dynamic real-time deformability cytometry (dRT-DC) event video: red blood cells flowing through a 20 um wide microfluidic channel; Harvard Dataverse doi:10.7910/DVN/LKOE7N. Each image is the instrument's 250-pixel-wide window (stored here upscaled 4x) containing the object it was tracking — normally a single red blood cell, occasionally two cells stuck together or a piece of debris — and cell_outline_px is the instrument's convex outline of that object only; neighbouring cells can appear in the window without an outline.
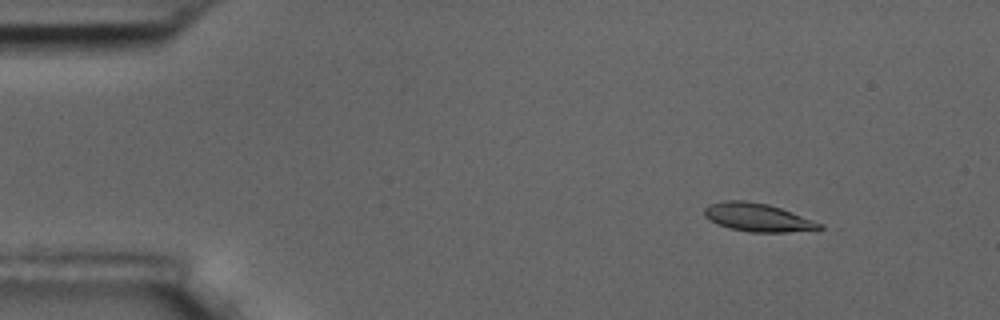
{"species": "common noctule bat (a hibernating species)", "species_latin": "Nyctalus noctula", "temperature_condition": "room temperature", "stored_images_in_passage": 5, "camera_frame_rate_fps": 3000, "um_per_image_px": 0.085, "animal": {"sex": "male", "body_mass_g": 17.5, "forearm_length_mm": 52.3}, "frame": {"image": 1, "passage_image": 2, "time_ms": 1.333, "image_size_px": [1000, 320], "cell_outline_px": [[824, 228], [816, 232], [748, 232], [728, 228], [716, 224], [708, 220], [704, 216], [704, 208], [708, 204], [724, 200], [744, 200], [768, 204], [780, 208], [824, 224]], "centroid_in_image_um": [64.43, 18.5], "position_along_channel_um": 20.6, "area_um2": 19.48}}
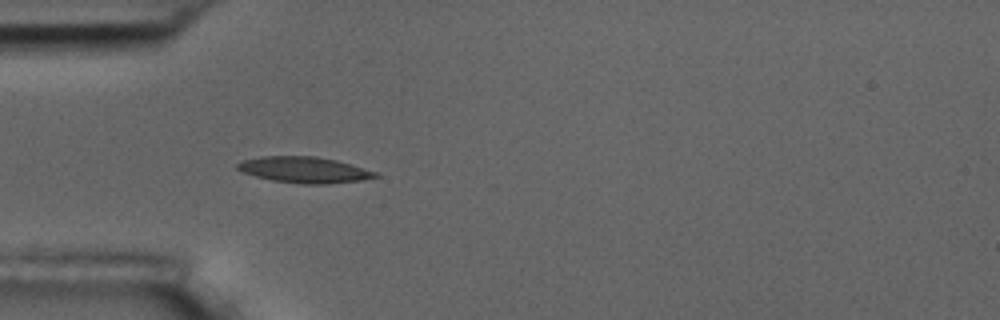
{"frame": {"image": 2, "passage_image": 5, "time_ms": 4.667, "image_size_px": [1000, 320], "cell_outline_px": [[380, 176], [360, 180], [328, 184], [300, 184], [272, 180], [256, 176], [244, 172], [236, 168], [236, 164], [240, 160], [260, 156], [316, 156], [336, 160], [376, 172]], "centroid_in_image_um": [25.82, 14.43], "position_along_channel_um": 59.2, "area_um2": 20.87}}